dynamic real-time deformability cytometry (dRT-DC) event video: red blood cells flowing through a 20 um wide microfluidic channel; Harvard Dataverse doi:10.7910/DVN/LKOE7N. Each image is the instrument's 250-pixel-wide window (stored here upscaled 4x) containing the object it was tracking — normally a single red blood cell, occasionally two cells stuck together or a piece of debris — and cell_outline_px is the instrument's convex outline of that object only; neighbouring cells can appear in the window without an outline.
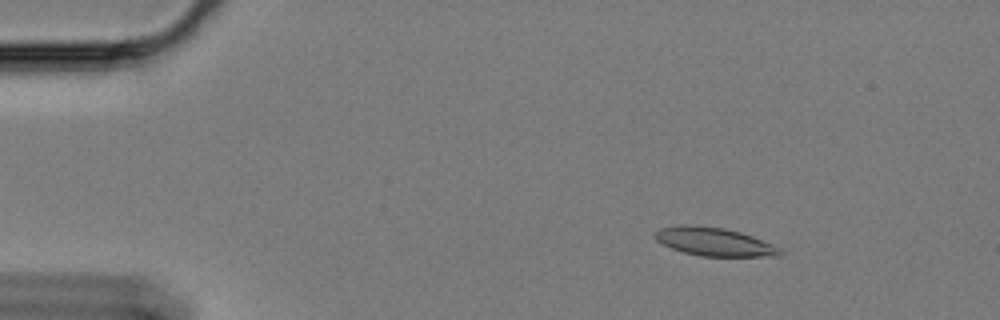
{"species": "Egyptian fruit bat (a non-hibernating species)", "species_latin": "Rousettus aegyptiacus", "temperature_condition": "cold", "stored_images_in_passage": 60, "camera_frame_rate_fps": 3000, "um_per_image_px": 0.085, "animal": {"sex": "female"}, "frame": {"image": 1, "passage_image": 9, "time_ms": 2.667, "image_size_px": [1000, 320], "cell_outline_px": [[784, 252], [780, 256], [700, 256], [684, 252], [672, 248], [656, 240], [656, 232], [660, 228], [680, 224], [696, 224], [724, 228], [740, 232], [752, 236], [772, 244], [780, 248]], "centroid_in_image_um": [60.72, 20.54], "position_along_channel_um": 24.3, "area_um2": 20.63}}
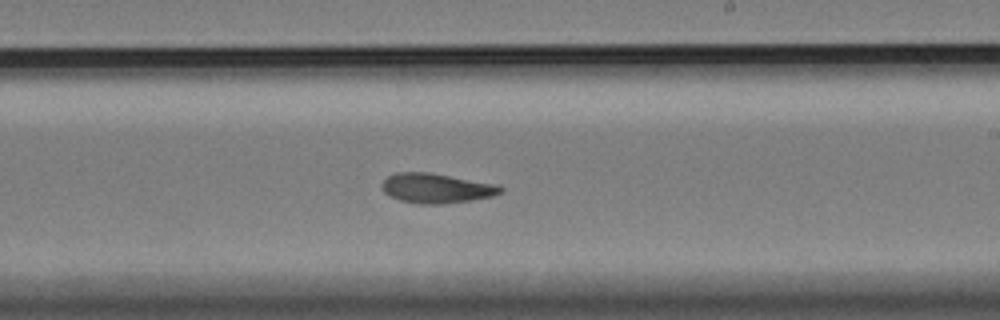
{"frame": {"image": 2, "passage_image": 36, "time_ms": 11.667, "image_size_px": [1000, 320], "cell_outline_px": [[504, 192], [492, 196], [444, 204], [420, 204], [400, 200], [388, 196], [384, 192], [380, 184], [388, 176], [396, 172], [428, 172], [496, 184], [504, 188]], "centroid_in_image_um": [37.06, 16.0], "position_along_channel_um": 251.9, "area_um2": 20.52}}
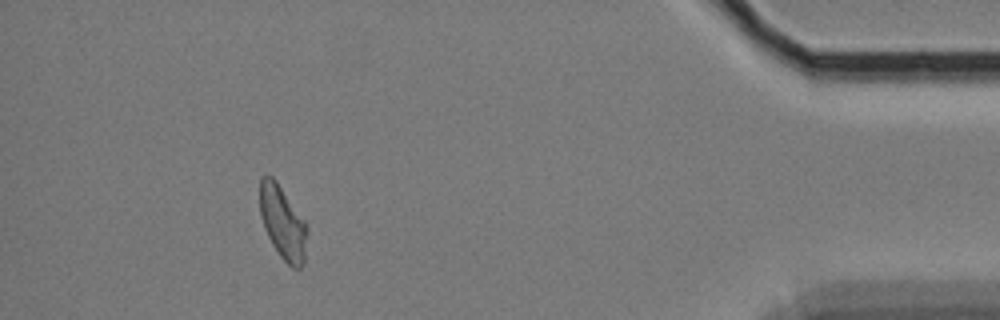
{"frame": {"image": 3, "passage_image": 55, "time_ms": 18.0, "image_size_px": [1000, 320], "cell_outline_px": [[308, 232], [304, 264], [300, 268], [292, 268], [280, 256], [272, 244], [264, 228], [260, 216], [260, 180], [264, 176], [272, 176], [276, 180], [308, 224]], "centroid_in_image_um": [24.06, 18.94], "position_along_channel_um": 411.1, "area_um2": 20.4}, "authors_computed_cell_mechanics": {"area_um2": 20.23, "velocity_mm_per_s": 3.3572, "shape_relaxation_time_tau1_ms": null, "shape_relaxation_time_tau2_ms": 3.0588, "deformation_change_tau1": null, "deformation_change_tau2": 0.0964}}